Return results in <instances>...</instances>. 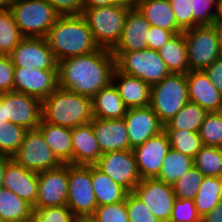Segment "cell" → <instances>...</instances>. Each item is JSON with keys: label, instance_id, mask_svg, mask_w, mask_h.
<instances>
[{"label": "cell", "instance_id": "obj_1", "mask_svg": "<svg viewBox=\"0 0 222 222\" xmlns=\"http://www.w3.org/2000/svg\"><path fill=\"white\" fill-rule=\"evenodd\" d=\"M58 87L92 98L112 82L115 57L111 50H98L58 62Z\"/></svg>", "mask_w": 222, "mask_h": 222}, {"label": "cell", "instance_id": "obj_2", "mask_svg": "<svg viewBox=\"0 0 222 222\" xmlns=\"http://www.w3.org/2000/svg\"><path fill=\"white\" fill-rule=\"evenodd\" d=\"M45 38L57 62L99 49L82 15L60 16Z\"/></svg>", "mask_w": 222, "mask_h": 222}, {"label": "cell", "instance_id": "obj_3", "mask_svg": "<svg viewBox=\"0 0 222 222\" xmlns=\"http://www.w3.org/2000/svg\"><path fill=\"white\" fill-rule=\"evenodd\" d=\"M42 120L52 125L73 129L94 118L90 97L58 87L41 101Z\"/></svg>", "mask_w": 222, "mask_h": 222}, {"label": "cell", "instance_id": "obj_4", "mask_svg": "<svg viewBox=\"0 0 222 222\" xmlns=\"http://www.w3.org/2000/svg\"><path fill=\"white\" fill-rule=\"evenodd\" d=\"M132 6H102L83 9L82 16L99 48L112 50L119 42L126 15Z\"/></svg>", "mask_w": 222, "mask_h": 222}, {"label": "cell", "instance_id": "obj_5", "mask_svg": "<svg viewBox=\"0 0 222 222\" xmlns=\"http://www.w3.org/2000/svg\"><path fill=\"white\" fill-rule=\"evenodd\" d=\"M10 11L23 37H43L61 16L46 0H13Z\"/></svg>", "mask_w": 222, "mask_h": 222}, {"label": "cell", "instance_id": "obj_6", "mask_svg": "<svg viewBox=\"0 0 222 222\" xmlns=\"http://www.w3.org/2000/svg\"><path fill=\"white\" fill-rule=\"evenodd\" d=\"M186 74L170 73L151 86L149 106L165 125L188 102Z\"/></svg>", "mask_w": 222, "mask_h": 222}, {"label": "cell", "instance_id": "obj_7", "mask_svg": "<svg viewBox=\"0 0 222 222\" xmlns=\"http://www.w3.org/2000/svg\"><path fill=\"white\" fill-rule=\"evenodd\" d=\"M112 54L118 71L137 77L150 86L159 83L170 74L158 51L146 48L133 52H112Z\"/></svg>", "mask_w": 222, "mask_h": 222}, {"label": "cell", "instance_id": "obj_8", "mask_svg": "<svg viewBox=\"0 0 222 222\" xmlns=\"http://www.w3.org/2000/svg\"><path fill=\"white\" fill-rule=\"evenodd\" d=\"M66 206L78 219H89L97 208L91 180V165L68 164Z\"/></svg>", "mask_w": 222, "mask_h": 222}, {"label": "cell", "instance_id": "obj_9", "mask_svg": "<svg viewBox=\"0 0 222 222\" xmlns=\"http://www.w3.org/2000/svg\"><path fill=\"white\" fill-rule=\"evenodd\" d=\"M183 33L190 71H203L222 55L214 25L197 26Z\"/></svg>", "mask_w": 222, "mask_h": 222}, {"label": "cell", "instance_id": "obj_10", "mask_svg": "<svg viewBox=\"0 0 222 222\" xmlns=\"http://www.w3.org/2000/svg\"><path fill=\"white\" fill-rule=\"evenodd\" d=\"M12 159L17 164L36 173L62 165L38 128L26 130L23 141Z\"/></svg>", "mask_w": 222, "mask_h": 222}, {"label": "cell", "instance_id": "obj_11", "mask_svg": "<svg viewBox=\"0 0 222 222\" xmlns=\"http://www.w3.org/2000/svg\"><path fill=\"white\" fill-rule=\"evenodd\" d=\"M95 166L128 192L141 181L133 150L103 153Z\"/></svg>", "mask_w": 222, "mask_h": 222}, {"label": "cell", "instance_id": "obj_12", "mask_svg": "<svg viewBox=\"0 0 222 222\" xmlns=\"http://www.w3.org/2000/svg\"><path fill=\"white\" fill-rule=\"evenodd\" d=\"M161 222H169L174 201L173 187L156 178H145L132 191Z\"/></svg>", "mask_w": 222, "mask_h": 222}, {"label": "cell", "instance_id": "obj_13", "mask_svg": "<svg viewBox=\"0 0 222 222\" xmlns=\"http://www.w3.org/2000/svg\"><path fill=\"white\" fill-rule=\"evenodd\" d=\"M9 57L14 67L58 70V62L43 37H24Z\"/></svg>", "mask_w": 222, "mask_h": 222}, {"label": "cell", "instance_id": "obj_14", "mask_svg": "<svg viewBox=\"0 0 222 222\" xmlns=\"http://www.w3.org/2000/svg\"><path fill=\"white\" fill-rule=\"evenodd\" d=\"M68 164L38 173V194L32 207H59L67 203Z\"/></svg>", "mask_w": 222, "mask_h": 222}, {"label": "cell", "instance_id": "obj_15", "mask_svg": "<svg viewBox=\"0 0 222 222\" xmlns=\"http://www.w3.org/2000/svg\"><path fill=\"white\" fill-rule=\"evenodd\" d=\"M5 120L24 127L35 129L40 125L41 101L33 96L11 91L4 93Z\"/></svg>", "mask_w": 222, "mask_h": 222}, {"label": "cell", "instance_id": "obj_16", "mask_svg": "<svg viewBox=\"0 0 222 222\" xmlns=\"http://www.w3.org/2000/svg\"><path fill=\"white\" fill-rule=\"evenodd\" d=\"M13 91L44 100L58 88V70L14 68Z\"/></svg>", "mask_w": 222, "mask_h": 222}, {"label": "cell", "instance_id": "obj_17", "mask_svg": "<svg viewBox=\"0 0 222 222\" xmlns=\"http://www.w3.org/2000/svg\"><path fill=\"white\" fill-rule=\"evenodd\" d=\"M170 148L169 138L163 130L132 149L141 179L159 175L163 159Z\"/></svg>", "mask_w": 222, "mask_h": 222}, {"label": "cell", "instance_id": "obj_18", "mask_svg": "<svg viewBox=\"0 0 222 222\" xmlns=\"http://www.w3.org/2000/svg\"><path fill=\"white\" fill-rule=\"evenodd\" d=\"M130 150L164 130L157 114L150 106L130 108L124 115Z\"/></svg>", "mask_w": 222, "mask_h": 222}, {"label": "cell", "instance_id": "obj_19", "mask_svg": "<svg viewBox=\"0 0 222 222\" xmlns=\"http://www.w3.org/2000/svg\"><path fill=\"white\" fill-rule=\"evenodd\" d=\"M188 100L208 113L222 112V93L208 79L204 71L186 73Z\"/></svg>", "mask_w": 222, "mask_h": 222}, {"label": "cell", "instance_id": "obj_20", "mask_svg": "<svg viewBox=\"0 0 222 222\" xmlns=\"http://www.w3.org/2000/svg\"><path fill=\"white\" fill-rule=\"evenodd\" d=\"M103 153L130 150V141L124 119L93 118L90 122Z\"/></svg>", "mask_w": 222, "mask_h": 222}, {"label": "cell", "instance_id": "obj_21", "mask_svg": "<svg viewBox=\"0 0 222 222\" xmlns=\"http://www.w3.org/2000/svg\"><path fill=\"white\" fill-rule=\"evenodd\" d=\"M150 24L140 11L132 6L126 15L121 38L111 52H133L147 48Z\"/></svg>", "mask_w": 222, "mask_h": 222}, {"label": "cell", "instance_id": "obj_22", "mask_svg": "<svg viewBox=\"0 0 222 222\" xmlns=\"http://www.w3.org/2000/svg\"><path fill=\"white\" fill-rule=\"evenodd\" d=\"M3 186L33 206L38 194V173L24 168L12 159L5 169Z\"/></svg>", "mask_w": 222, "mask_h": 222}, {"label": "cell", "instance_id": "obj_23", "mask_svg": "<svg viewBox=\"0 0 222 222\" xmlns=\"http://www.w3.org/2000/svg\"><path fill=\"white\" fill-rule=\"evenodd\" d=\"M72 165H95L102 152L90 123L71 129Z\"/></svg>", "mask_w": 222, "mask_h": 222}, {"label": "cell", "instance_id": "obj_24", "mask_svg": "<svg viewBox=\"0 0 222 222\" xmlns=\"http://www.w3.org/2000/svg\"><path fill=\"white\" fill-rule=\"evenodd\" d=\"M112 82L128 109L149 106L151 86L146 82L124 74L116 68L112 76Z\"/></svg>", "mask_w": 222, "mask_h": 222}, {"label": "cell", "instance_id": "obj_25", "mask_svg": "<svg viewBox=\"0 0 222 222\" xmlns=\"http://www.w3.org/2000/svg\"><path fill=\"white\" fill-rule=\"evenodd\" d=\"M146 18L150 26H156L173 32L182 33L169 0H140L134 5Z\"/></svg>", "mask_w": 222, "mask_h": 222}, {"label": "cell", "instance_id": "obj_26", "mask_svg": "<svg viewBox=\"0 0 222 222\" xmlns=\"http://www.w3.org/2000/svg\"><path fill=\"white\" fill-rule=\"evenodd\" d=\"M91 100L94 118L122 119L128 110L113 82L102 88Z\"/></svg>", "mask_w": 222, "mask_h": 222}, {"label": "cell", "instance_id": "obj_27", "mask_svg": "<svg viewBox=\"0 0 222 222\" xmlns=\"http://www.w3.org/2000/svg\"><path fill=\"white\" fill-rule=\"evenodd\" d=\"M42 133L47 145L62 164H72L71 129L52 125L41 119L37 127Z\"/></svg>", "mask_w": 222, "mask_h": 222}, {"label": "cell", "instance_id": "obj_28", "mask_svg": "<svg viewBox=\"0 0 222 222\" xmlns=\"http://www.w3.org/2000/svg\"><path fill=\"white\" fill-rule=\"evenodd\" d=\"M91 180L98 206L125 201L129 193L95 165H91Z\"/></svg>", "mask_w": 222, "mask_h": 222}, {"label": "cell", "instance_id": "obj_29", "mask_svg": "<svg viewBox=\"0 0 222 222\" xmlns=\"http://www.w3.org/2000/svg\"><path fill=\"white\" fill-rule=\"evenodd\" d=\"M158 52L170 73L186 74L190 71L183 32L175 34Z\"/></svg>", "mask_w": 222, "mask_h": 222}, {"label": "cell", "instance_id": "obj_30", "mask_svg": "<svg viewBox=\"0 0 222 222\" xmlns=\"http://www.w3.org/2000/svg\"><path fill=\"white\" fill-rule=\"evenodd\" d=\"M33 207L8 189L0 190V219L5 222H25L32 219Z\"/></svg>", "mask_w": 222, "mask_h": 222}, {"label": "cell", "instance_id": "obj_31", "mask_svg": "<svg viewBox=\"0 0 222 222\" xmlns=\"http://www.w3.org/2000/svg\"><path fill=\"white\" fill-rule=\"evenodd\" d=\"M222 199V177L205 176L194 198V204L198 214H205L219 204Z\"/></svg>", "mask_w": 222, "mask_h": 222}, {"label": "cell", "instance_id": "obj_32", "mask_svg": "<svg viewBox=\"0 0 222 222\" xmlns=\"http://www.w3.org/2000/svg\"><path fill=\"white\" fill-rule=\"evenodd\" d=\"M208 112L198 104L188 101L178 113L164 125V130H189L199 132Z\"/></svg>", "mask_w": 222, "mask_h": 222}, {"label": "cell", "instance_id": "obj_33", "mask_svg": "<svg viewBox=\"0 0 222 222\" xmlns=\"http://www.w3.org/2000/svg\"><path fill=\"white\" fill-rule=\"evenodd\" d=\"M192 166H194L193 158L170 148L163 159L160 173L156 179L172 185Z\"/></svg>", "mask_w": 222, "mask_h": 222}, {"label": "cell", "instance_id": "obj_34", "mask_svg": "<svg viewBox=\"0 0 222 222\" xmlns=\"http://www.w3.org/2000/svg\"><path fill=\"white\" fill-rule=\"evenodd\" d=\"M23 38L12 12L0 11V55L9 56Z\"/></svg>", "mask_w": 222, "mask_h": 222}, {"label": "cell", "instance_id": "obj_35", "mask_svg": "<svg viewBox=\"0 0 222 222\" xmlns=\"http://www.w3.org/2000/svg\"><path fill=\"white\" fill-rule=\"evenodd\" d=\"M193 163L204 176L222 177V148L203 146Z\"/></svg>", "mask_w": 222, "mask_h": 222}, {"label": "cell", "instance_id": "obj_36", "mask_svg": "<svg viewBox=\"0 0 222 222\" xmlns=\"http://www.w3.org/2000/svg\"><path fill=\"white\" fill-rule=\"evenodd\" d=\"M169 138L170 147L194 159L203 147L198 132L189 130H164Z\"/></svg>", "mask_w": 222, "mask_h": 222}, {"label": "cell", "instance_id": "obj_37", "mask_svg": "<svg viewBox=\"0 0 222 222\" xmlns=\"http://www.w3.org/2000/svg\"><path fill=\"white\" fill-rule=\"evenodd\" d=\"M26 129L9 121L0 123V155L12 157L23 141Z\"/></svg>", "mask_w": 222, "mask_h": 222}, {"label": "cell", "instance_id": "obj_38", "mask_svg": "<svg viewBox=\"0 0 222 222\" xmlns=\"http://www.w3.org/2000/svg\"><path fill=\"white\" fill-rule=\"evenodd\" d=\"M198 133L203 146L222 148V112L208 113Z\"/></svg>", "mask_w": 222, "mask_h": 222}, {"label": "cell", "instance_id": "obj_39", "mask_svg": "<svg viewBox=\"0 0 222 222\" xmlns=\"http://www.w3.org/2000/svg\"><path fill=\"white\" fill-rule=\"evenodd\" d=\"M204 177L195 166H192L172 184L176 198L194 200Z\"/></svg>", "mask_w": 222, "mask_h": 222}, {"label": "cell", "instance_id": "obj_40", "mask_svg": "<svg viewBox=\"0 0 222 222\" xmlns=\"http://www.w3.org/2000/svg\"><path fill=\"white\" fill-rule=\"evenodd\" d=\"M35 222H77L78 218L66 206L59 207H33Z\"/></svg>", "mask_w": 222, "mask_h": 222}, {"label": "cell", "instance_id": "obj_41", "mask_svg": "<svg viewBox=\"0 0 222 222\" xmlns=\"http://www.w3.org/2000/svg\"><path fill=\"white\" fill-rule=\"evenodd\" d=\"M89 220L92 222H129L126 202L97 206Z\"/></svg>", "mask_w": 222, "mask_h": 222}, {"label": "cell", "instance_id": "obj_42", "mask_svg": "<svg viewBox=\"0 0 222 222\" xmlns=\"http://www.w3.org/2000/svg\"><path fill=\"white\" fill-rule=\"evenodd\" d=\"M218 0H192L193 28L214 25Z\"/></svg>", "mask_w": 222, "mask_h": 222}, {"label": "cell", "instance_id": "obj_43", "mask_svg": "<svg viewBox=\"0 0 222 222\" xmlns=\"http://www.w3.org/2000/svg\"><path fill=\"white\" fill-rule=\"evenodd\" d=\"M129 222H161L133 192L125 199Z\"/></svg>", "mask_w": 222, "mask_h": 222}, {"label": "cell", "instance_id": "obj_44", "mask_svg": "<svg viewBox=\"0 0 222 222\" xmlns=\"http://www.w3.org/2000/svg\"><path fill=\"white\" fill-rule=\"evenodd\" d=\"M169 222H201L194 200L176 198Z\"/></svg>", "mask_w": 222, "mask_h": 222}, {"label": "cell", "instance_id": "obj_45", "mask_svg": "<svg viewBox=\"0 0 222 222\" xmlns=\"http://www.w3.org/2000/svg\"><path fill=\"white\" fill-rule=\"evenodd\" d=\"M178 27L184 32L193 28L192 0H169Z\"/></svg>", "mask_w": 222, "mask_h": 222}, {"label": "cell", "instance_id": "obj_46", "mask_svg": "<svg viewBox=\"0 0 222 222\" xmlns=\"http://www.w3.org/2000/svg\"><path fill=\"white\" fill-rule=\"evenodd\" d=\"M14 68L9 56L0 55V93L13 91Z\"/></svg>", "mask_w": 222, "mask_h": 222}, {"label": "cell", "instance_id": "obj_47", "mask_svg": "<svg viewBox=\"0 0 222 222\" xmlns=\"http://www.w3.org/2000/svg\"><path fill=\"white\" fill-rule=\"evenodd\" d=\"M61 15H82L84 0H46Z\"/></svg>", "mask_w": 222, "mask_h": 222}, {"label": "cell", "instance_id": "obj_48", "mask_svg": "<svg viewBox=\"0 0 222 222\" xmlns=\"http://www.w3.org/2000/svg\"><path fill=\"white\" fill-rule=\"evenodd\" d=\"M175 34L171 31L161 29L156 26H150L148 34H147V48L155 51H159V49L167 43L169 39H171Z\"/></svg>", "mask_w": 222, "mask_h": 222}, {"label": "cell", "instance_id": "obj_49", "mask_svg": "<svg viewBox=\"0 0 222 222\" xmlns=\"http://www.w3.org/2000/svg\"><path fill=\"white\" fill-rule=\"evenodd\" d=\"M203 71L214 86L222 93V55Z\"/></svg>", "mask_w": 222, "mask_h": 222}, {"label": "cell", "instance_id": "obj_50", "mask_svg": "<svg viewBox=\"0 0 222 222\" xmlns=\"http://www.w3.org/2000/svg\"><path fill=\"white\" fill-rule=\"evenodd\" d=\"M102 6H133L128 0H84V9Z\"/></svg>", "mask_w": 222, "mask_h": 222}, {"label": "cell", "instance_id": "obj_51", "mask_svg": "<svg viewBox=\"0 0 222 222\" xmlns=\"http://www.w3.org/2000/svg\"><path fill=\"white\" fill-rule=\"evenodd\" d=\"M201 222H222V199L211 212L201 217Z\"/></svg>", "mask_w": 222, "mask_h": 222}, {"label": "cell", "instance_id": "obj_52", "mask_svg": "<svg viewBox=\"0 0 222 222\" xmlns=\"http://www.w3.org/2000/svg\"><path fill=\"white\" fill-rule=\"evenodd\" d=\"M12 160L10 156H2L0 155V190L4 188L3 179L5 175V169L7 164Z\"/></svg>", "mask_w": 222, "mask_h": 222}, {"label": "cell", "instance_id": "obj_53", "mask_svg": "<svg viewBox=\"0 0 222 222\" xmlns=\"http://www.w3.org/2000/svg\"><path fill=\"white\" fill-rule=\"evenodd\" d=\"M214 25H222V0H218L216 5Z\"/></svg>", "mask_w": 222, "mask_h": 222}, {"label": "cell", "instance_id": "obj_54", "mask_svg": "<svg viewBox=\"0 0 222 222\" xmlns=\"http://www.w3.org/2000/svg\"><path fill=\"white\" fill-rule=\"evenodd\" d=\"M7 121L9 120H5V113H4V93H0V123Z\"/></svg>", "mask_w": 222, "mask_h": 222}, {"label": "cell", "instance_id": "obj_55", "mask_svg": "<svg viewBox=\"0 0 222 222\" xmlns=\"http://www.w3.org/2000/svg\"><path fill=\"white\" fill-rule=\"evenodd\" d=\"M13 0H0V11L10 10Z\"/></svg>", "mask_w": 222, "mask_h": 222}, {"label": "cell", "instance_id": "obj_56", "mask_svg": "<svg viewBox=\"0 0 222 222\" xmlns=\"http://www.w3.org/2000/svg\"><path fill=\"white\" fill-rule=\"evenodd\" d=\"M217 33H218V37H219V46H220V50L222 53V25H214Z\"/></svg>", "mask_w": 222, "mask_h": 222}, {"label": "cell", "instance_id": "obj_57", "mask_svg": "<svg viewBox=\"0 0 222 222\" xmlns=\"http://www.w3.org/2000/svg\"><path fill=\"white\" fill-rule=\"evenodd\" d=\"M140 0H128V2L131 4V5H135L137 2H139Z\"/></svg>", "mask_w": 222, "mask_h": 222}, {"label": "cell", "instance_id": "obj_58", "mask_svg": "<svg viewBox=\"0 0 222 222\" xmlns=\"http://www.w3.org/2000/svg\"><path fill=\"white\" fill-rule=\"evenodd\" d=\"M77 222H92V221H90L89 219H78Z\"/></svg>", "mask_w": 222, "mask_h": 222}, {"label": "cell", "instance_id": "obj_59", "mask_svg": "<svg viewBox=\"0 0 222 222\" xmlns=\"http://www.w3.org/2000/svg\"><path fill=\"white\" fill-rule=\"evenodd\" d=\"M25 222H35V221H34V219L32 218V219H30V220H28V221H25Z\"/></svg>", "mask_w": 222, "mask_h": 222}]
</instances>
